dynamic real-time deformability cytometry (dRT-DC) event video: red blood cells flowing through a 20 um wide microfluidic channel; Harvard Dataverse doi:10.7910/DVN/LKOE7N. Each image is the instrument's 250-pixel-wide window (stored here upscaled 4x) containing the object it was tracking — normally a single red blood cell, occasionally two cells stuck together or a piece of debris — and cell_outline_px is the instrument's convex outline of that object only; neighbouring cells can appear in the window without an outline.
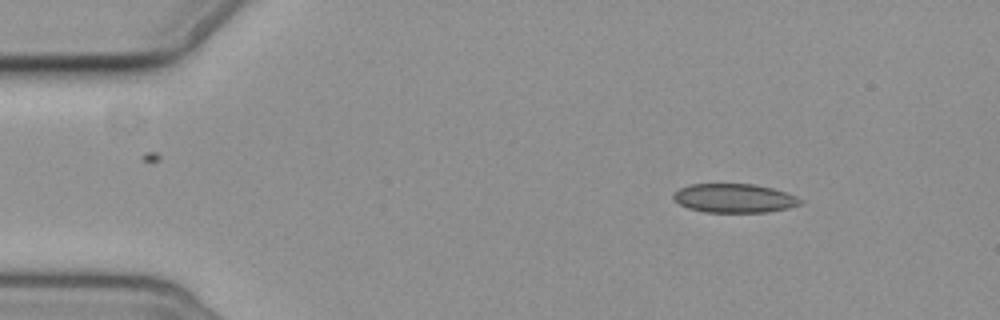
{"species": "common noctule bat (a hibernating species)", "species_latin": "Nyctalus noctula", "temperature_condition": "cold", "stored_images_in_passage": 3, "camera_frame_rate_fps": 3000, "um_per_image_px": 0.085, "animal": {"sex": "female", "body_mass_g": 19.3, "forearm_length_mm": 54.1}, "frame": {"image": 1, "passage_image": 1, "time_ms": 0.0, "image_size_px": [1000, 320], "cell_outline_px": [[804, 200], [800, 204], [788, 208], [768, 212], [704, 212], [688, 208], [680, 204], [672, 196], [680, 188], [688, 184], [756, 184], [772, 188], [796, 196]], "centroid_in_image_um": [62.43, 16.85], "position_along_channel_um": 22.6, "area_um2": 21.33}}